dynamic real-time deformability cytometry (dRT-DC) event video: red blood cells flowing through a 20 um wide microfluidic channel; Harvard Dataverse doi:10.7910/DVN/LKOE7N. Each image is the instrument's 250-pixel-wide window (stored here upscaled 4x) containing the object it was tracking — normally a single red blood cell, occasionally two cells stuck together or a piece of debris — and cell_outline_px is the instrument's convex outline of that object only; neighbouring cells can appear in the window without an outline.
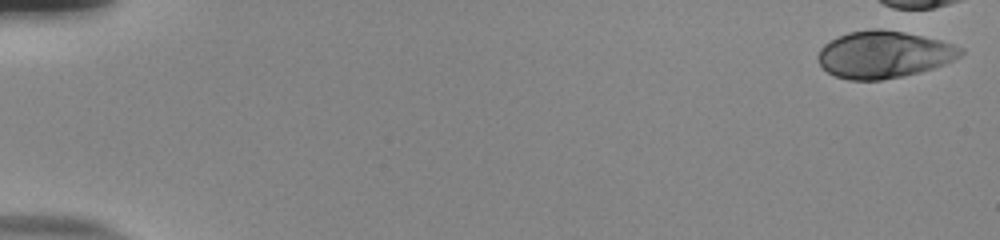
{"species": "human", "species_latin": "Homo sapiens", "temperature_condition": "room temperature", "stored_images_in_passage": 6, "camera_frame_rate_fps": 3000, "um_per_image_px": 0.085, "donor": {"sex": "male"}, "frame": {"image": 1, "passage_image": 1, "time_ms": 0.0, "image_size_px": [1000, 240], "cell_outline_px": [[964, 52], [960, 56], [944, 64], [920, 72], [904, 76], [880, 80], [848, 80], [836, 76], [828, 72], [820, 64], [816, 56], [820, 48], [824, 44], [848, 32], [872, 28], [880, 28], [904, 32], [940, 40], [964, 48]], "centroid_in_image_um": [75.12, 4.63], "position_along_channel_um": 9.9, "area_um2": 39.13}}